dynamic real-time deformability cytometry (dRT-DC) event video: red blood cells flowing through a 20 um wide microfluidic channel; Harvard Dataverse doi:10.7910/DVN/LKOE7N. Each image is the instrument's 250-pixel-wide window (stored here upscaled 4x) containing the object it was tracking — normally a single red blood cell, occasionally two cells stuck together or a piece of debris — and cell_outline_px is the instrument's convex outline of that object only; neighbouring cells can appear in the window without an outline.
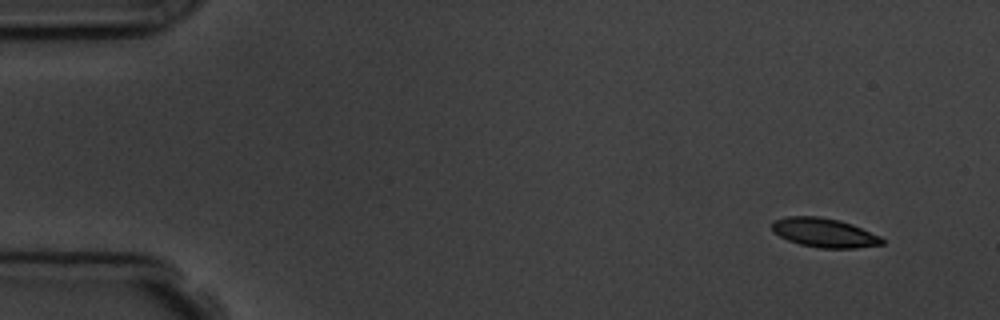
{"species": "common noctule bat (a hibernating species)", "species_latin": "Nyctalus noctula", "temperature_condition": "room temperature", "stored_images_in_passage": 6, "camera_frame_rate_fps": 3000, "um_per_image_px": 0.085, "animal": {"sex": "male", "body_mass_g": 19.5, "forearm_length_mm": 54.6}, "frame": {"image": 1, "passage_image": 1, "time_ms": 0.0, "image_size_px": [1000, 320], "cell_outline_px": [[884, 244], [856, 248], [820, 248], [800, 244], [788, 240], [772, 232], [772, 220], [788, 216], [820, 216], [840, 220], [852, 224], [880, 236], [884, 240]], "centroid_in_image_um": [70.04, 19.77], "position_along_channel_um": 15.0, "area_um2": 18.79}}
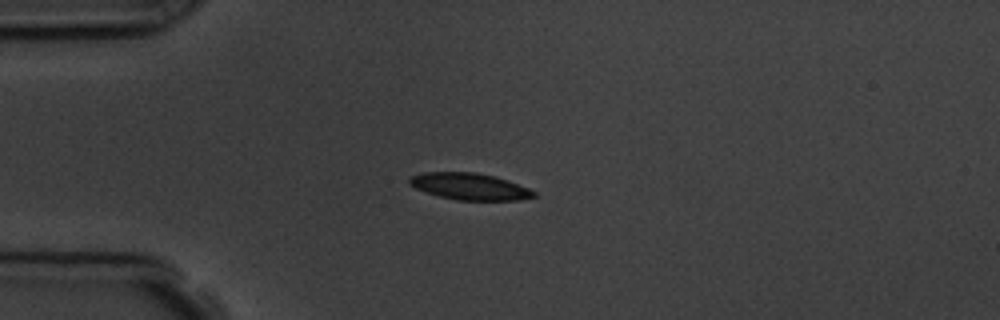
{"frame": {"image": 2, "passage_image": 4, "time_ms": 3.333, "image_size_px": [1000, 320], "cell_outline_px": [[536, 196], [520, 200], [460, 200], [440, 196], [416, 188], [408, 184], [408, 176], [424, 172], [476, 172], [496, 176], [508, 180], [528, 188], [536, 192]], "centroid_in_image_um": [39.92, 15.83], "position_along_channel_um": 45.1, "area_um2": 19.36}}